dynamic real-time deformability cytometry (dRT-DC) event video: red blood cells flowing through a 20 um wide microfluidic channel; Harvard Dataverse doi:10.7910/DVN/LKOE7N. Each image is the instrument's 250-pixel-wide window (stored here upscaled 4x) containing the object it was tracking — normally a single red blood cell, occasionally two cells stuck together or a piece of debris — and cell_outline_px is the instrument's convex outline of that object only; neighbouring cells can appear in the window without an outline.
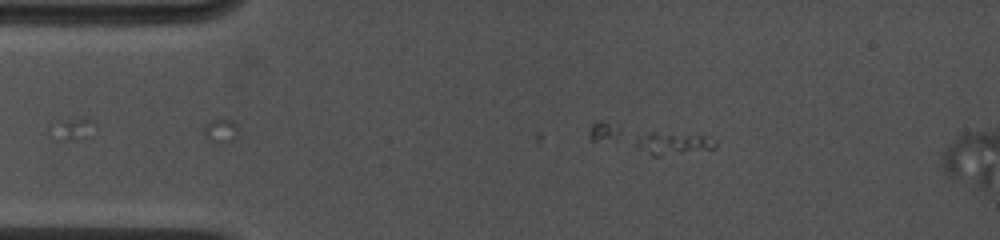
{"species": "common noctule bat (a hibernating species)", "species_latin": "Nyctalus noctula", "temperature_condition": "cold", "stored_images_in_passage": 8, "camera_frame_rate_fps": 4500, "um_per_image_px": 0.085, "animal": {"sex": "female", "body_mass_g": 19.0, "forearm_length_mm": 53.3}, "frame": {"image": 1, "passage_image": 3, "time_ms": 0.444, "image_size_px": [1000, 240], "cell_outline_px": [[716, 148], [660, 156], [652, 156], [636, 144], [636, 140], [648, 132], [656, 132], [708, 136], [716, 140]], "centroid_in_image_um": [57.28, 12.19], "position_along_channel_um": 27.7, "area_um2": 10.12}}